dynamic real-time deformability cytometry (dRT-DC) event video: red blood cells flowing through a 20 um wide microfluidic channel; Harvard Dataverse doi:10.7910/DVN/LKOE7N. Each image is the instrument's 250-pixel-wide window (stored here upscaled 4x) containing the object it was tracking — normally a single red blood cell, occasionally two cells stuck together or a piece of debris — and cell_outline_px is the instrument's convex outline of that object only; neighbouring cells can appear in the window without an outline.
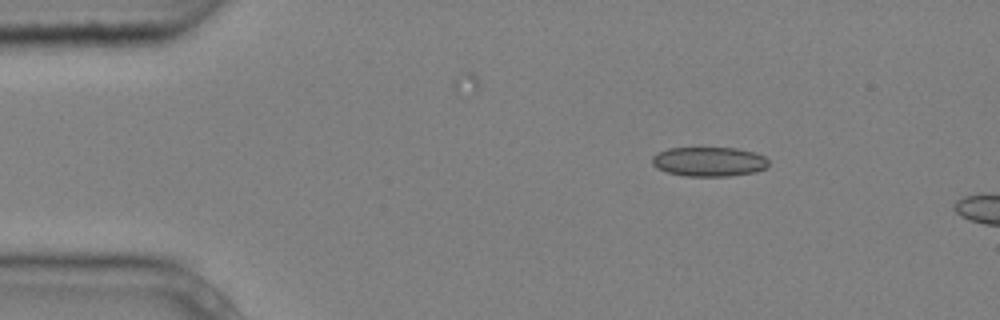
{"species": "common noctule bat (a hibernating species)", "species_latin": "Nyctalus noctula", "temperature_condition": "cold", "stored_images_in_passage": 3, "camera_frame_rate_fps": 3000, "um_per_image_px": 0.085, "animal": {"sex": "male", "body_mass_g": 20.4}, "frame": {"image": 1, "passage_image": 1, "time_ms": 0.0, "image_size_px": [1000, 320], "cell_outline_px": [[768, 168], [756, 172], [728, 176], [684, 176], [668, 172], [656, 168], [652, 164], [652, 156], [656, 152], [668, 148], [736, 148], [756, 152], [764, 156], [768, 160]], "centroid_in_image_um": [60.27, 13.74], "position_along_channel_um": 24.7, "area_um2": 20.23}}